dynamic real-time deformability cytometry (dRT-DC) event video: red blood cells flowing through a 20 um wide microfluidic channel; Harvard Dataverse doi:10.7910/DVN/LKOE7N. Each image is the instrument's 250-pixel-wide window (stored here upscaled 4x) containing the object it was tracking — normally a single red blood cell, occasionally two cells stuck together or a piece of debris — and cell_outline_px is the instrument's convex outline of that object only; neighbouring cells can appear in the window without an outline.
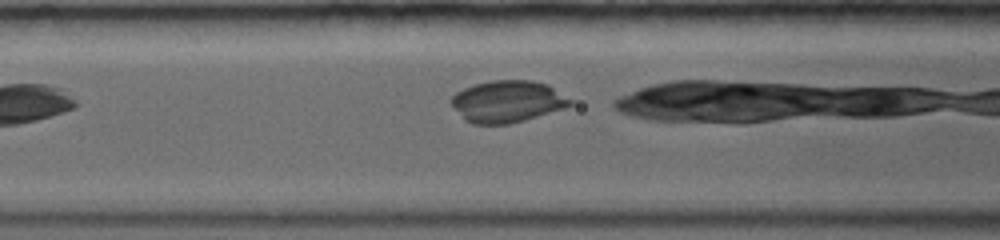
{"species": "common noctule bat (a hibernating species)", "species_latin": "Nyctalus noctula", "temperature_condition": "warm", "stored_images_in_passage": 15, "camera_frame_rate_fps": 5000, "um_per_image_px": 0.085, "animal": {"sex": "female", "body_mass_g": 19.0, "forearm_length_mm": 56.7}, "frame": {"image": 1, "passage_image": 3, "time_ms": 1.2, "image_size_px": [1000, 240], "cell_outline_px": [[572, 104], [564, 108], [524, 120], [508, 124], [472, 124], [464, 120], [448, 100], [456, 92], [464, 88], [476, 84], [492, 80], [532, 80], [548, 84], [572, 100]], "centroid_in_image_um": [43.11, 8.62], "position_along_channel_um": 123.5, "area_um2": 28.96}}
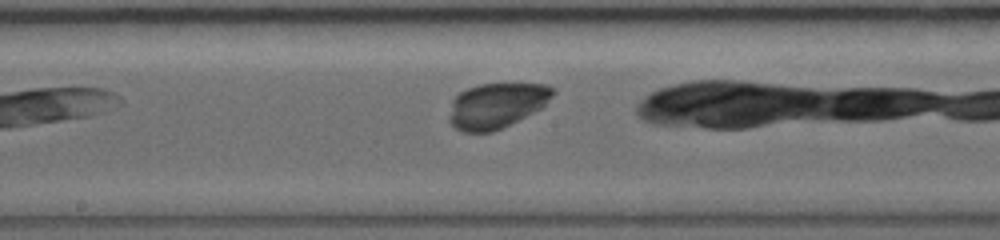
{"frame": {"image": 2, "passage_image": 7, "time_ms": 3.4, "image_size_px": [1000, 240], "cell_outline_px": [[556, 92], [544, 108], [492, 132], [464, 132], [456, 128], [448, 120], [448, 116], [452, 100], [460, 92], [468, 88], [480, 84], [548, 84], [556, 88]], "centroid_in_image_um": [42.25, 8.96], "position_along_channel_um": 206.0, "area_um2": 27.57}}
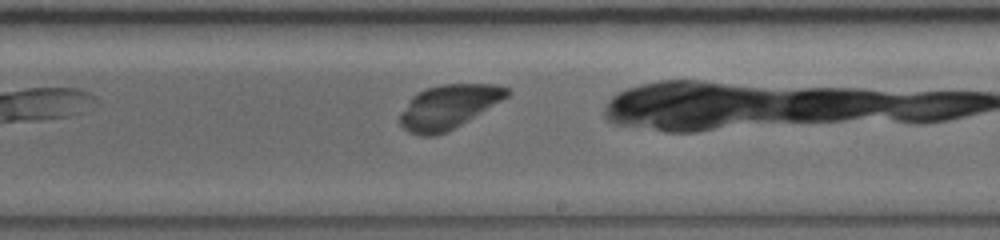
{"frame": {"image": 3, "passage_image": 9, "time_ms": 4.6, "image_size_px": [1000, 240], "cell_outline_px": [[512, 92], [508, 96], [448, 132], [436, 136], [420, 136], [408, 132], [400, 124], [400, 112], [412, 96], [428, 88], [440, 84], [496, 84], [508, 88]], "centroid_in_image_um": [38.11, 9.09], "position_along_channel_um": 250.9, "area_um2": 27.34}}